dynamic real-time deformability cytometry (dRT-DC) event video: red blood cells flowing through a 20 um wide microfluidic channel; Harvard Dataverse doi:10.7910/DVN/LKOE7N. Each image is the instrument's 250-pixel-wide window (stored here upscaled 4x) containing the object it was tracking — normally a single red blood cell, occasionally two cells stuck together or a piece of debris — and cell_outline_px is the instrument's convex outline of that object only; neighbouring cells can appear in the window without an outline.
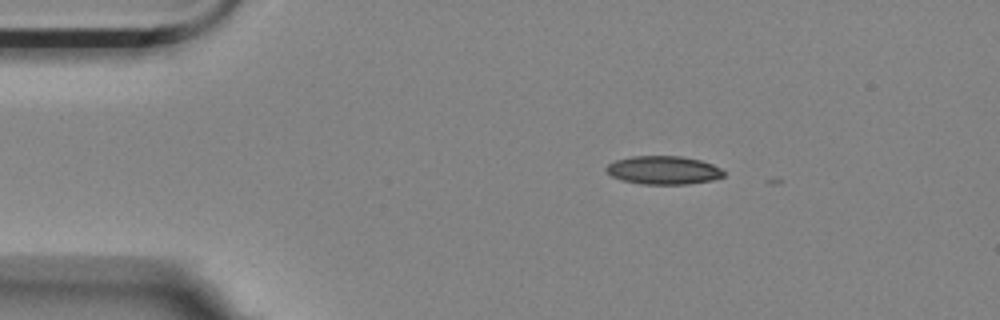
{"species": "Egyptian fruit bat (a non-hibernating species)", "species_latin": "Rousettus aegyptiacus", "temperature_condition": "room temperature", "stored_images_in_passage": 2, "camera_frame_rate_fps": 3000, "um_per_image_px": 0.085, "animal": {"sex": "female"}, "frame": {"image": 1, "passage_image": 1, "time_ms": 0.0, "image_size_px": [1000, 320], "cell_outline_px": [[724, 176], [712, 180], [688, 184], [640, 184], [624, 180], [612, 176], [604, 168], [608, 164], [616, 160], [632, 156], [680, 156], [700, 160], [712, 164], [720, 168], [724, 172]], "centroid_in_image_um": [56.39, 14.46], "position_along_channel_um": 28.6, "area_um2": 19.31}}